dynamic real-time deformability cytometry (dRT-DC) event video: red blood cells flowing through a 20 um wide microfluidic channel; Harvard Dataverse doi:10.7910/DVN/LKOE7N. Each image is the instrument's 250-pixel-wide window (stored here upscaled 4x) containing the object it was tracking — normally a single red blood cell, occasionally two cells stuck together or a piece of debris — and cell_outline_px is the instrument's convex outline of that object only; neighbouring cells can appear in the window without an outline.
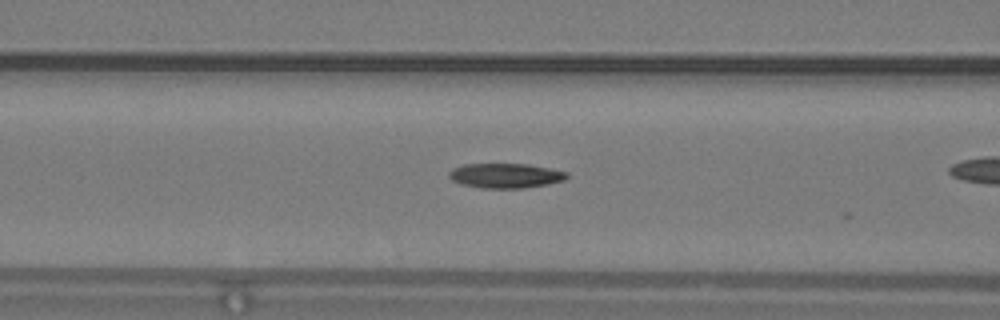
{"species": "common noctule bat (a hibernating species)", "species_latin": "Nyctalus noctula", "temperature_condition": "warm", "stored_images_in_passage": 8, "camera_frame_rate_fps": 3000, "um_per_image_px": 0.085, "animal": {"sex": "male", "body_mass_g": 19.2, "forearm_length_mm": 51.8}, "frame": {"image": 1, "passage_image": 5, "time_ms": 1.333, "image_size_px": [1000, 320], "cell_outline_px": [[568, 176], [564, 180], [548, 184], [524, 188], [480, 188], [460, 184], [452, 180], [448, 176], [448, 172], [452, 168], [464, 164], [528, 164], [568, 172]], "centroid_in_image_um": [42.93, 14.93], "position_along_channel_um": 123.7, "area_um2": 17.05}}